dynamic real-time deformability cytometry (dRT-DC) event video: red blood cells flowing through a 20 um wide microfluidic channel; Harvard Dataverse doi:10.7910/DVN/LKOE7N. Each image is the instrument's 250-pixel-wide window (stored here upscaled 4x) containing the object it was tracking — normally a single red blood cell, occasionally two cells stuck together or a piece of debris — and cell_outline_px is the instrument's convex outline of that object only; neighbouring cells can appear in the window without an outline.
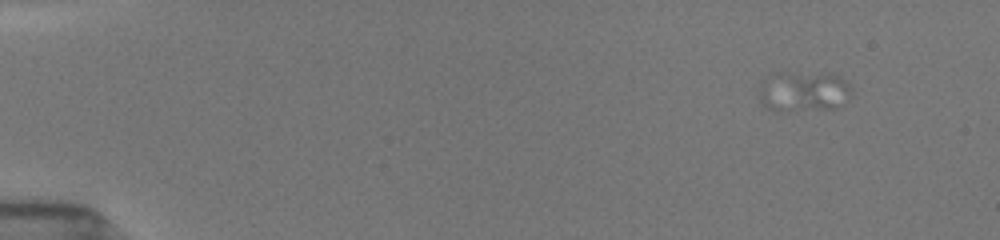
{"species": "common noctule bat (a hibernating species)", "species_latin": "Nyctalus noctula", "temperature_condition": "room temperature", "stored_images_in_passage": 3, "camera_frame_rate_fps": 3000, "um_per_image_px": 0.085, "animal": {"sex": "female", "body_mass_g": 19.5, "forearm_length_mm": 54.1}, "frame": {"image": 1, "passage_image": 3, "time_ms": 0.667, "image_size_px": [1000, 240], "cell_outline_px": [[848, 100], [836, 108], [780, 112], [772, 112], [760, 104], [760, 84], [768, 76], [776, 72], [832, 72], [840, 76], [848, 84]], "centroid_in_image_um": [68.25, 7.77], "position_along_channel_um": 16.8, "area_um2": 22.43}}